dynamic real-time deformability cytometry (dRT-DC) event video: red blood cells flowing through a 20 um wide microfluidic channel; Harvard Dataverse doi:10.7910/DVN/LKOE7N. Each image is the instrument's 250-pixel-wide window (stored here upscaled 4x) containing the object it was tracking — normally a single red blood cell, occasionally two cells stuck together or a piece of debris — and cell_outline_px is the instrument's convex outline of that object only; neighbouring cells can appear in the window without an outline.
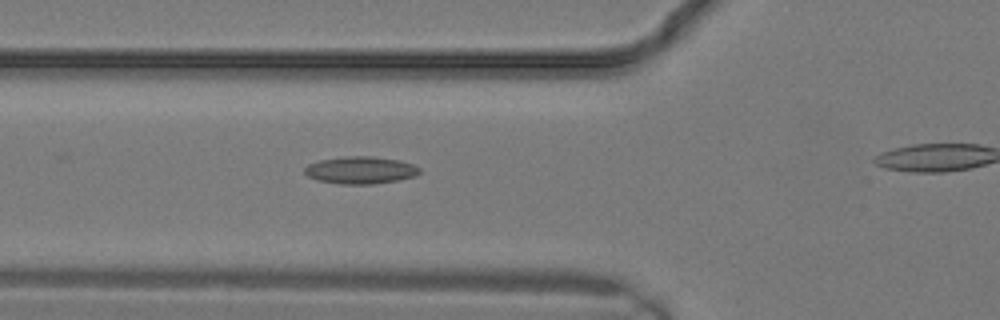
{"species": "common noctule bat (a hibernating species)", "species_latin": "Nyctalus noctula", "temperature_condition": "warm", "stored_images_in_passage": 10, "segment_of_instrument_passage": [1, 2], "camera_frame_rate_fps": 3000, "um_per_image_px": 0.085, "animal": {"sex": "male", "body_mass_g": 19.2, "forearm_length_mm": 51.8}, "frame": {"image": 1, "passage_image": 9, "time_ms": 2.667, "image_size_px": [1000, 320], "cell_outline_px": [[420, 172], [416, 176], [396, 180], [372, 184], [340, 184], [316, 180], [308, 176], [304, 172], [304, 168], [308, 164], [320, 160], [344, 156], [372, 156], [400, 160], [412, 164], [420, 168]], "centroid_in_image_um": [30.63, 14.46], "position_along_channel_um": 95.2, "area_um2": 18.32}}